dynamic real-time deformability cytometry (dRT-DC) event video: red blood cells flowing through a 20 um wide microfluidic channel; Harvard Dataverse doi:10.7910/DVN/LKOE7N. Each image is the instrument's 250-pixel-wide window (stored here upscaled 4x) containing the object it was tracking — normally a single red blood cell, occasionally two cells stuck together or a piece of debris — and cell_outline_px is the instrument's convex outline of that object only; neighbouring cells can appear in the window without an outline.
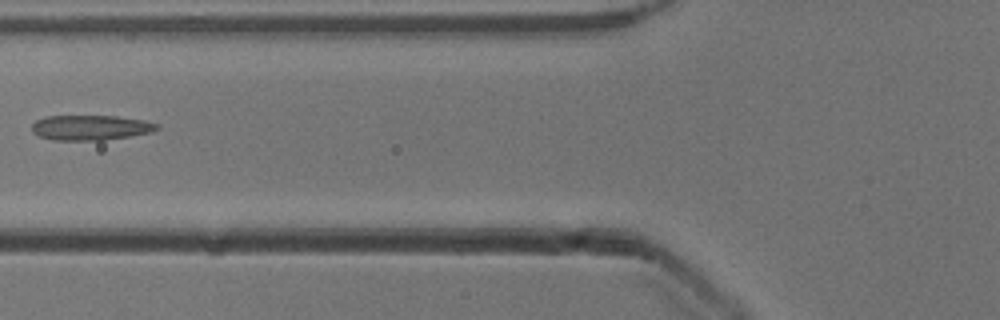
{"species": "common noctule bat (a hibernating species)", "species_latin": "Nyctalus noctula", "temperature_condition": "cold", "stored_images_in_passage": 6, "camera_frame_rate_fps": 3000, "um_per_image_px": 0.085, "animal": {"sex": "male", "body_mass_g": 13.3}, "frame": {"image": 1, "passage_image": 5, "time_ms": 1.333, "image_size_px": [1000, 320], "cell_outline_px": [[160, 128], [152, 132], [104, 140], [52, 140], [40, 136], [32, 132], [32, 124], [36, 120], [44, 116], [116, 116], [144, 120], [160, 124]], "centroid_in_image_um": [7.71, 10.84], "position_along_channel_um": 118.1, "area_um2": 18.32}}
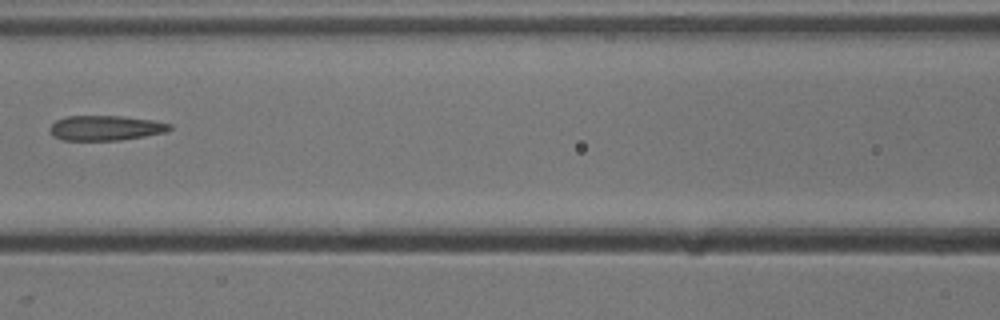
{"frame": {"image": 2, "passage_image": 6, "time_ms": 1.667, "image_size_px": [1000, 320], "cell_outline_px": [[172, 128], [164, 132], [144, 136], [120, 140], [64, 140], [52, 136], [48, 128], [56, 120], [64, 116], [124, 116], [152, 120], [172, 124]], "centroid_in_image_um": [8.94, 10.87], "position_along_channel_um": 157.7, "area_um2": 17.46}}